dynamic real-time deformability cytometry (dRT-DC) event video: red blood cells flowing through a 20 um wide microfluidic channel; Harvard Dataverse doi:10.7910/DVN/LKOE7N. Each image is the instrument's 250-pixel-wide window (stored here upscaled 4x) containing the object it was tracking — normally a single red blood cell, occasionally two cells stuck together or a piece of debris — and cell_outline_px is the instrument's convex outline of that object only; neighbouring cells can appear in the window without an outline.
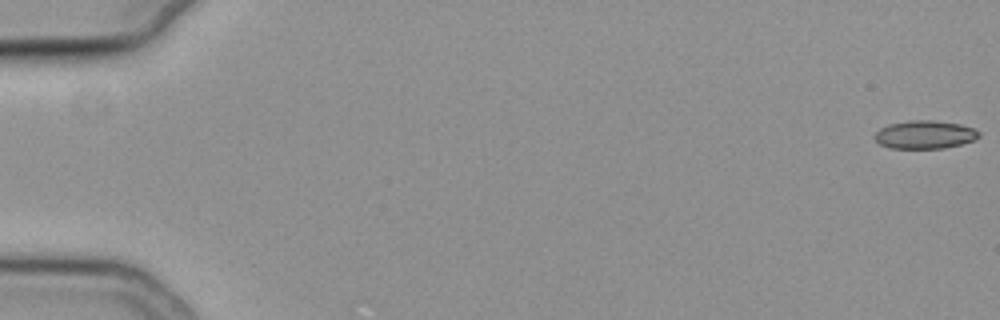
{"species": "common noctule bat (a hibernating species)", "species_latin": "Nyctalus noctula", "temperature_condition": "cold", "stored_images_in_passage": 10, "camera_frame_rate_fps": 3000, "um_per_image_px": 0.085, "animal": {"sex": "female", "body_mass_g": 19.3, "forearm_length_mm": 54.1}, "frame": {"image": 1, "passage_image": 1, "time_ms": 0.0, "image_size_px": [1000, 320], "cell_outline_px": [[980, 136], [972, 140], [960, 144], [944, 148], [892, 148], [880, 144], [872, 136], [880, 128], [888, 124], [912, 120], [932, 120], [960, 124], [972, 128], [980, 132]], "centroid_in_image_um": [78.58, 11.44], "position_along_channel_um": 6.4, "area_um2": 16.99}}